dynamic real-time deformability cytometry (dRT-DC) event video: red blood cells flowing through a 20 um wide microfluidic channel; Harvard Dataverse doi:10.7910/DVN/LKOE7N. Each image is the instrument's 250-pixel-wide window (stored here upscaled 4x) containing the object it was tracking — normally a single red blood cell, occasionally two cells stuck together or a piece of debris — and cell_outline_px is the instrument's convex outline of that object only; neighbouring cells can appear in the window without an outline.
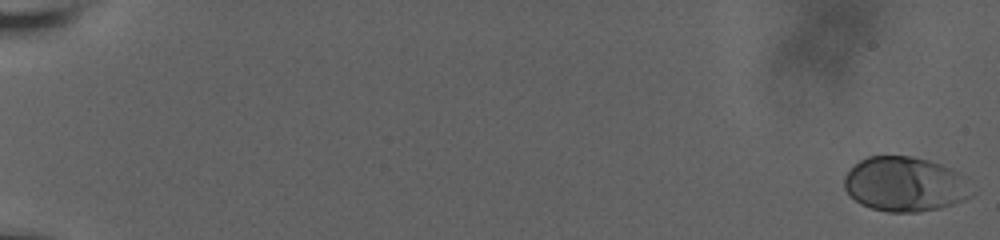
{"species": "human", "species_latin": "Homo sapiens", "temperature_condition": "room temperature", "stored_images_in_passage": 22, "camera_frame_rate_fps": 3000, "um_per_image_px": 0.085, "donor": {"sex": "male"}, "frame": {"image": 1, "passage_image": 1, "time_ms": 0.0, "image_size_px": [1000, 240], "cell_outline_px": [[976, 192], [972, 196], [964, 200], [940, 208], [920, 212], [888, 212], [872, 208], [860, 204], [844, 188], [844, 176], [860, 160], [868, 156], [912, 156], [928, 160], [940, 164], [956, 172]], "centroid_in_image_um": [76.92, 15.67], "position_along_channel_um": 8.1, "area_um2": 40.4}}
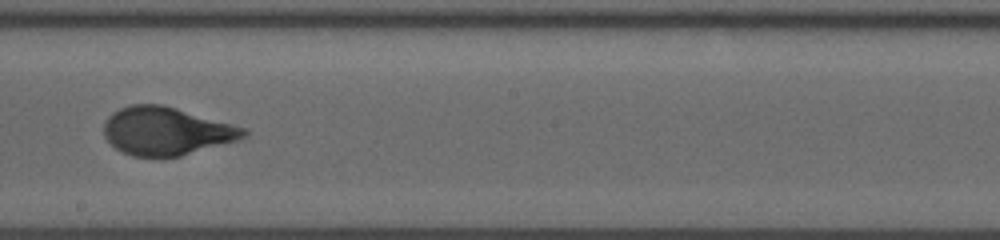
{"frame": {"image": 2, "passage_image": 19, "time_ms": 12.333, "image_size_px": [1000, 240], "cell_outline_px": [[248, 132], [240, 140], [180, 156], [132, 156], [120, 152], [104, 136], [104, 120], [112, 112], [120, 108], [132, 104], [160, 104], [176, 108], [248, 128]], "centroid_in_image_um": [14.14, 11.14], "position_along_channel_um": 234.1, "area_um2": 39.19}}
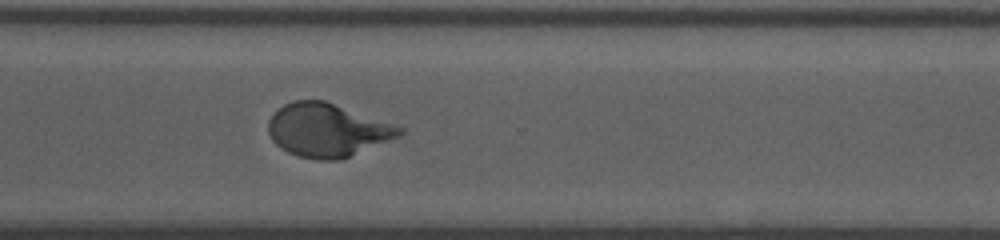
{"frame": {"image": 3, "passage_image": 22, "time_ms": 15.333, "image_size_px": [1000, 240], "cell_outline_px": [[404, 132], [400, 136], [340, 160], [316, 160], [296, 156], [280, 148], [272, 140], [268, 132], [268, 120], [284, 104], [292, 100], [324, 100], [404, 128]], "centroid_in_image_um": [27.8, 11.07], "position_along_channel_um": 342.8, "area_um2": 40.58}}